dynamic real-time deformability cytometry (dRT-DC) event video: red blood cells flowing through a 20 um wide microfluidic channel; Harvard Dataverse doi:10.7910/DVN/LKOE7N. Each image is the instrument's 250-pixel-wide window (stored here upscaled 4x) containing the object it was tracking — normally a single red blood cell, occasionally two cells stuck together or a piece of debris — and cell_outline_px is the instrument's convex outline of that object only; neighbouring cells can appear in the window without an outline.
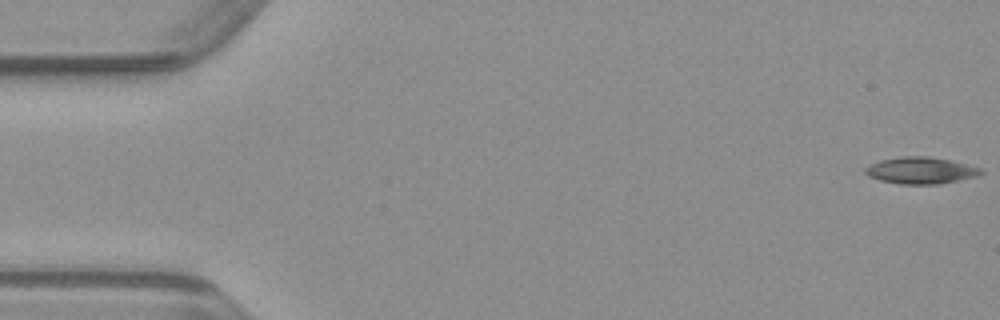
{"species": "common noctule bat (a hibernating species)", "species_latin": "Nyctalus noctula", "temperature_condition": "warm", "stored_images_in_passage": 18, "camera_frame_rate_fps": 3000, "um_per_image_px": 0.085, "animal": {"sex": "male", "body_mass_g": 23.1, "forearm_length_mm": 52.7}, "frame": {"image": 1, "passage_image": 1, "time_ms": 0.0, "image_size_px": [1000, 320], "cell_outline_px": [[984, 172], [976, 176], [936, 184], [900, 184], [880, 180], [868, 176], [864, 172], [864, 168], [868, 164], [880, 160], [900, 156], [928, 156], [952, 160], [984, 168]], "centroid_in_image_um": [78.25, 14.47], "position_along_channel_um": 6.8, "area_um2": 18.15}}
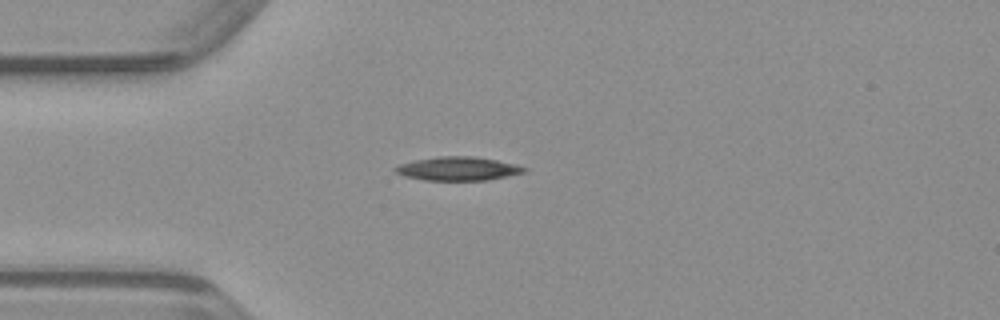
{"frame": {"image": 2, "passage_image": 13, "time_ms": 4.0, "image_size_px": [1000, 320], "cell_outline_px": [[528, 168], [524, 172], [488, 180], [424, 180], [404, 176], [396, 172], [392, 168], [400, 164], [416, 160], [440, 156], [472, 156], [496, 160], [516, 164]], "centroid_in_image_um": [38.92, 14.33], "position_along_channel_um": 46.1, "area_um2": 17.63}}